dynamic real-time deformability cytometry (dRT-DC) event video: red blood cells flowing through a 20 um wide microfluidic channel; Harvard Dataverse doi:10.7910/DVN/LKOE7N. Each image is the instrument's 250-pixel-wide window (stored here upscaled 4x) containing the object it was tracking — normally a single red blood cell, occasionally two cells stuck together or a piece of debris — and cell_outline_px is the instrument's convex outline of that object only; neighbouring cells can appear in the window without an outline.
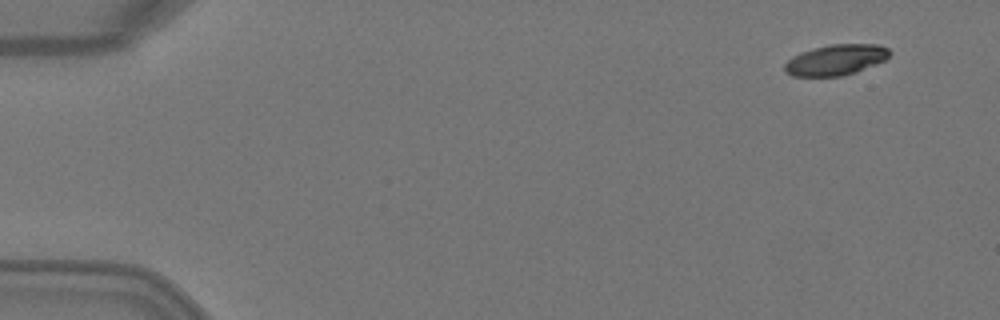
{"species": "Egyptian fruit bat (a non-hibernating species)", "species_latin": "Rousettus aegyptiacus", "temperature_condition": "warm", "stored_images_in_passage": 4, "camera_frame_rate_fps": 3000, "um_per_image_px": 0.085, "animal": {"sex": "female"}, "frame": {"image": 1, "passage_image": 1, "time_ms": 0.0, "image_size_px": [1000, 320], "cell_outline_px": [[892, 52], [884, 60], [876, 64], [856, 72], [840, 76], [792, 76], [784, 72], [784, 64], [792, 56], [800, 52], [828, 44], [876, 44], [888, 48]], "centroid_in_image_um": [71.02, 5.08], "position_along_channel_um": 14.0, "area_um2": 18.84}}